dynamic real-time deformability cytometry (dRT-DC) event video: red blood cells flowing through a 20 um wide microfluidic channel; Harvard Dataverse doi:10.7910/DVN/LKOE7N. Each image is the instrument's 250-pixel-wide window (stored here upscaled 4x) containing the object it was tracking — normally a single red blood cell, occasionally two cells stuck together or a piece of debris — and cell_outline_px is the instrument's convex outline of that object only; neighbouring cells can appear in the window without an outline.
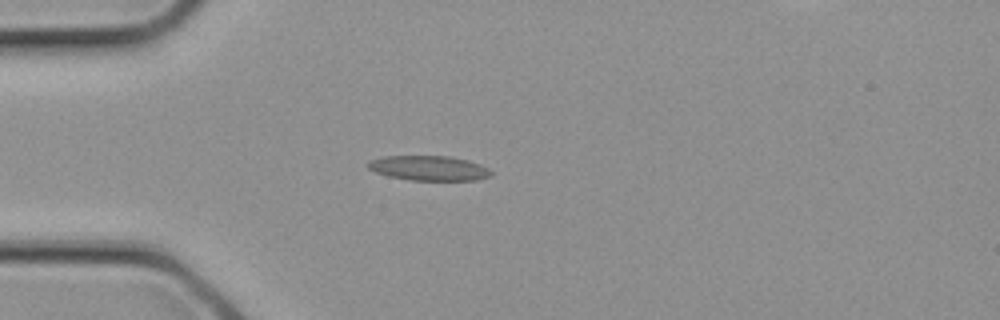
{"species": "common noctule bat (a hibernating species)", "species_latin": "Nyctalus noctula", "temperature_condition": "cold", "stored_images_in_passage": 3, "camera_frame_rate_fps": 3000, "um_per_image_px": 0.085, "animal": {"sex": "female", "body_mass_g": 21.9}, "frame": {"image": 1, "passage_image": 2, "time_ms": 0.333, "image_size_px": [1000, 320], "cell_outline_px": [[492, 176], [476, 180], [408, 180], [388, 176], [376, 172], [368, 168], [368, 160], [384, 156], [452, 156], [468, 160], [480, 164], [488, 168], [492, 172]], "centroid_in_image_um": [36.47, 14.29], "position_along_channel_um": 48.5, "area_um2": 17.92}}